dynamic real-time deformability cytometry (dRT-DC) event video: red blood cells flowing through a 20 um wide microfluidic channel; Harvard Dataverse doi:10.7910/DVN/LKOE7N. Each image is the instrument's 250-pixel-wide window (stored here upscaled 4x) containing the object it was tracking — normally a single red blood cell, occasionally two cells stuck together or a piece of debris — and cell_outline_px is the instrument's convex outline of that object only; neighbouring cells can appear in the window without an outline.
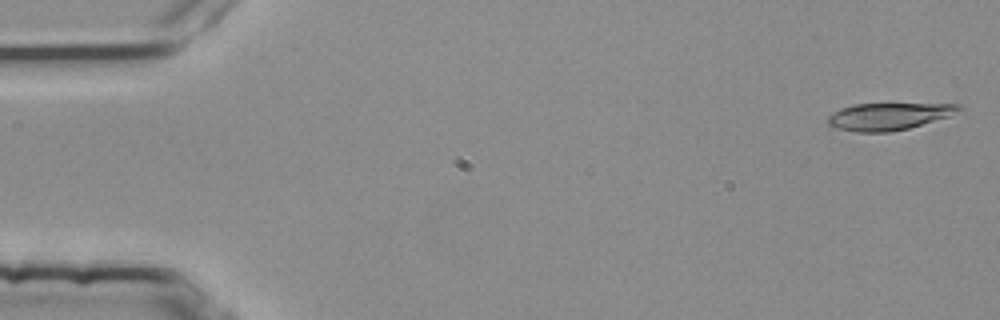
{"species": "common noctule bat (a hibernating species)", "species_latin": "Nyctalus noctula", "temperature_condition": "room temperature", "stored_images_in_passage": 4, "camera_frame_rate_fps": 3000, "um_per_image_px": 0.085, "animal": {"sex": "female", "body_mass_g": 25.1}, "frame": {"image": 1, "passage_image": 4, "time_ms": 1.0, "image_size_px": [1000, 320], "cell_outline_px": [[964, 112], [908, 128], [888, 132], [856, 132], [836, 128], [828, 124], [828, 116], [832, 112], [840, 108], [852, 104], [960, 104], [964, 108]], "centroid_in_image_um": [75.58, 9.88], "position_along_channel_um": 9.4, "area_um2": 20.87}}